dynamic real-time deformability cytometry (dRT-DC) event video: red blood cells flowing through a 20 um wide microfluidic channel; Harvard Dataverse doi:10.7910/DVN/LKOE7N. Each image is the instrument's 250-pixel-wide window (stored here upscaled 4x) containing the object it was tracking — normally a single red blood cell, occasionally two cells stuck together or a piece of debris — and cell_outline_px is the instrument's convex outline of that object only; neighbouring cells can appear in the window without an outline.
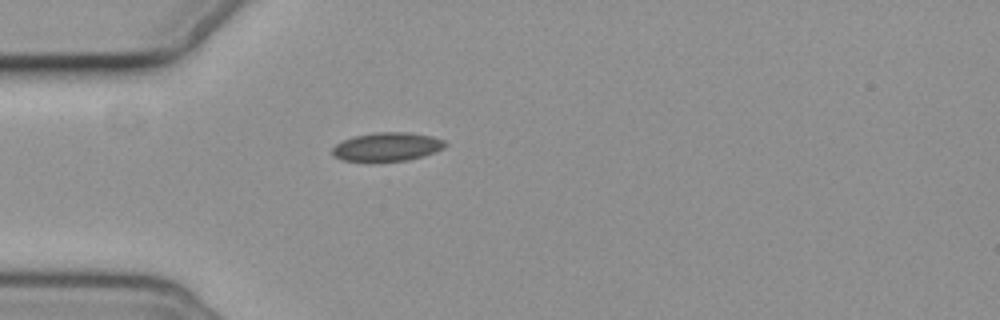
{"species": "common noctule bat (a hibernating species)", "species_latin": "Nyctalus noctula", "temperature_condition": "cold", "stored_images_in_passage": 1, "camera_frame_rate_fps": 3000, "um_per_image_px": 0.085, "animal": {"sex": "female", "body_mass_g": 19.3, "forearm_length_mm": 54.1}, "frame": {"image": 1, "passage_image": 1, "time_ms": 0.0, "image_size_px": [1000, 320], "cell_outline_px": [[448, 144], [444, 148], [436, 152], [424, 156], [408, 160], [372, 164], [344, 160], [332, 156], [332, 148], [336, 144], [344, 140], [356, 136], [376, 132], [408, 132], [432, 136], [444, 140]], "centroid_in_image_um": [32.9, 12.52], "position_along_channel_um": 52.1, "area_um2": 19.54}}